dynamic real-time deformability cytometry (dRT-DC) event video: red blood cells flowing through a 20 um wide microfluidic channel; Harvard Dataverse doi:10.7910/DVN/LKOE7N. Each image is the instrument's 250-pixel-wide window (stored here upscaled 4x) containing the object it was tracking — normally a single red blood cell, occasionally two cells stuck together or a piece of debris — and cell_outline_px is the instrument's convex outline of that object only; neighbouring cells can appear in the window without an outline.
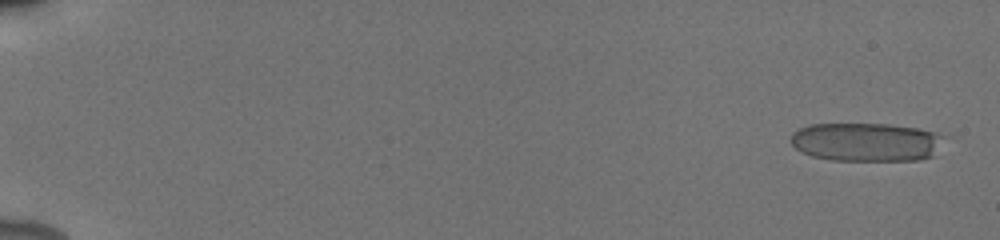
{"species": "human", "species_latin": "Homo sapiens", "temperature_condition": "cold", "stored_images_in_passage": 54, "camera_frame_rate_fps": 3000, "um_per_image_px": 0.085, "donor": {"sex": "male"}, "frame": {"image": 1, "passage_image": 2, "time_ms": 0.667, "image_size_px": [1000, 240], "cell_outline_px": [[956, 136], [936, 156], [920, 160], [832, 160], [812, 156], [796, 148], [792, 144], [792, 132], [808, 124], [888, 124], [916, 128]], "centroid_in_image_um": [73.86, 12.07], "position_along_channel_um": 11.1, "area_um2": 35.6}}
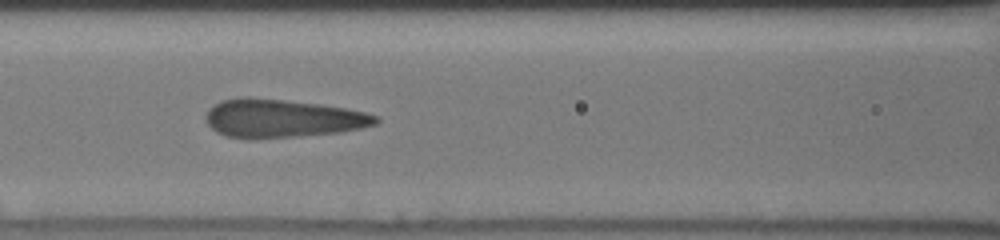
{"frame": {"image": 2, "passage_image": 27, "time_ms": 8.667, "image_size_px": [1000, 240], "cell_outline_px": [[380, 120], [376, 124], [360, 128], [340, 132], [300, 136], [252, 140], [224, 136], [216, 132], [204, 120], [204, 116], [208, 108], [220, 100], [240, 96], [248, 96], [320, 104], [344, 108], [364, 112], [376, 116]], "centroid_in_image_um": [23.89, 10.07], "position_along_channel_um": 142.7, "area_um2": 38.49}}
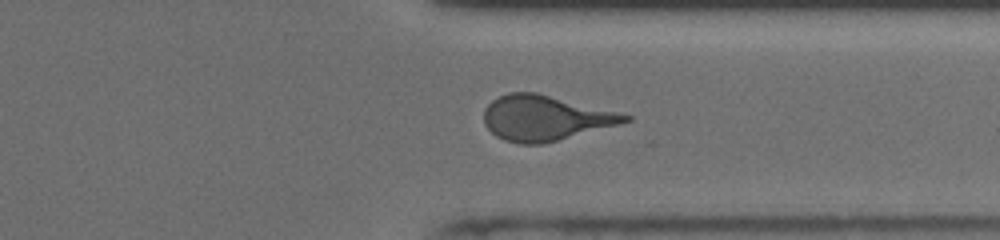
{"frame": {"image": 3, "passage_image": 43, "time_ms": 14.333, "image_size_px": [1000, 240], "cell_outline_px": [[632, 120], [556, 140], [540, 144], [520, 144], [504, 140], [496, 136], [484, 124], [484, 108], [492, 100], [508, 92], [536, 92], [632, 116]], "centroid_in_image_um": [46.26, 10.02], "position_along_channel_um": 365.1, "area_um2": 36.41}, "authors_computed_cell_mechanics": {"area_um2": 36.6741, "velocity_mm_per_s": 3.9345, "shape_relaxation_time_tau1_ms": 7.3114, "shape_relaxation_time_tau2_ms": 0.9176, "deformation_change_tau1": 0.2139, "deformation_change_tau2": 0.0842}}